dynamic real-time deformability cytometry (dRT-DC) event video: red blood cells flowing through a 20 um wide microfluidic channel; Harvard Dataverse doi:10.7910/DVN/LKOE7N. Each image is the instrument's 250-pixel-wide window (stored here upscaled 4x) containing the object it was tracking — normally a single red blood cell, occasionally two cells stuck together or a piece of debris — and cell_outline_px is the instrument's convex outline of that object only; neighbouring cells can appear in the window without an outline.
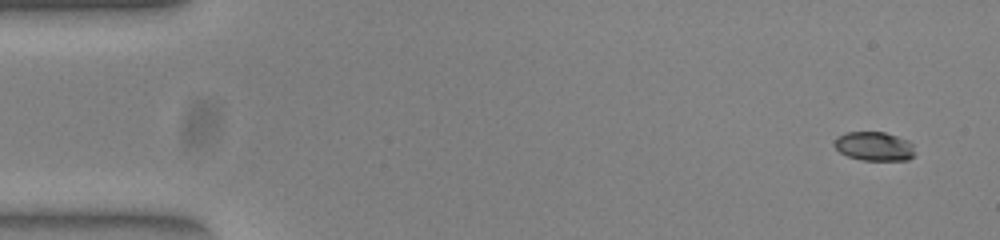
{"species": "common noctule bat (a hibernating species)", "species_latin": "Nyctalus noctula", "temperature_condition": "warm", "stored_images_in_passage": 11, "camera_frame_rate_fps": 3000, "um_per_image_px": 0.085, "animal": {"sex": "female", "body_mass_g": 23.0, "forearm_length_mm": 53.4}, "frame": {"image": 1, "passage_image": 1, "time_ms": 0.0, "image_size_px": [1000, 240], "cell_outline_px": [[912, 156], [908, 160], [860, 160], [848, 156], [840, 152], [832, 144], [836, 136], [848, 132], [884, 132], [908, 140], [912, 144]], "centroid_in_image_um": [74.25, 12.43], "position_along_channel_um": 10.8, "area_um2": 13.53}}